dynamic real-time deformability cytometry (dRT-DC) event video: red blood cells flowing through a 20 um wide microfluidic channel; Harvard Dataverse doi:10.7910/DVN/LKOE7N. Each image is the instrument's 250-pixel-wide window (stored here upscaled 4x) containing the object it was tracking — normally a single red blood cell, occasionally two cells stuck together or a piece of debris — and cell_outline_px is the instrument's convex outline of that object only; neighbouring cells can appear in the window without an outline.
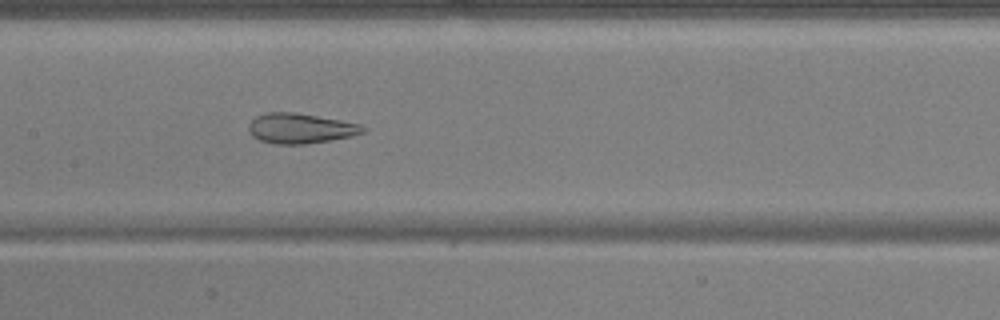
{"species": "common noctule bat (a hibernating species)", "species_latin": "Nyctalus noctula", "temperature_condition": "warm", "stored_images_in_passage": 54, "camera_frame_rate_fps": 3000, "um_per_image_px": 0.085, "animal": {"sex": "male", "body_mass_g": 17.9, "forearm_length_mm": 54.2}, "frame": {"image": 1, "passage_image": 27, "time_ms": 8.667, "image_size_px": [1000, 320], "cell_outline_px": [[368, 128], [364, 132], [352, 136], [308, 144], [272, 144], [260, 140], [252, 136], [248, 132], [248, 124], [256, 116], [264, 112], [296, 112], [340, 120], [360, 124]], "centroid_in_image_um": [25.51, 10.91], "position_along_channel_um": 181.9, "area_um2": 20.29}}
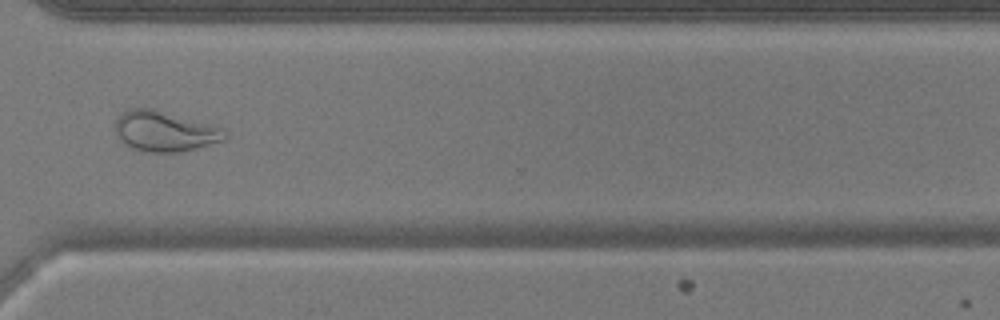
{"frame": {"image": 2, "passage_image": 41, "time_ms": 13.333, "image_size_px": [1000, 320], "cell_outline_px": [[228, 136], [224, 140], [180, 152], [148, 152], [132, 148], [124, 144], [116, 136], [116, 120], [120, 112], [128, 108], [152, 108], [224, 128]], "centroid_in_image_um": [13.97, 11.15], "position_along_channel_um": 356.6, "area_um2": 25.78}}
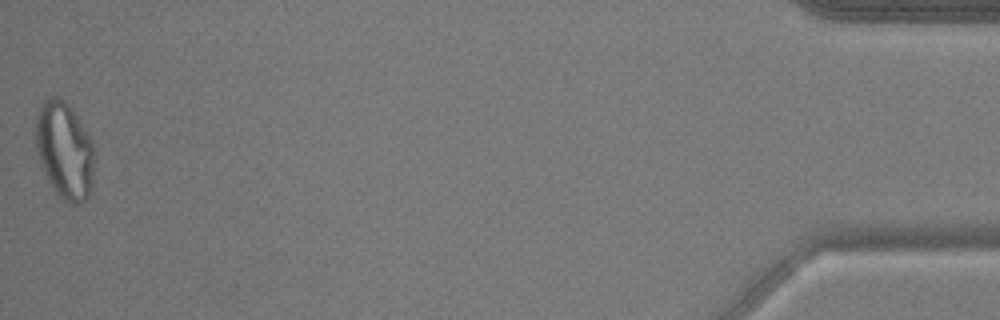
{"frame": {"image": 3, "passage_image": 54, "time_ms": 17.667, "image_size_px": [1000, 320], "cell_outline_px": [[92, 184], [88, 196], [80, 204], [72, 204], [64, 200], [52, 188], [44, 172], [40, 160], [36, 144], [36, 112], [40, 104], [44, 100], [52, 96], [60, 96], [64, 100], [76, 116], [92, 140]], "centroid_in_image_um": [5.46, 12.76], "position_along_channel_um": 429.7, "area_um2": 32.66}, "authors_computed_cell_mechanics": {"area_um2": 28.4376, "velocity_mm_per_s": 3.7506, "shape_relaxation_time_tau1_ms": null, "shape_relaxation_time_tau2_ms": 1.3607, "deformation_change_tau1": null, "deformation_change_tau2": 0.084}}